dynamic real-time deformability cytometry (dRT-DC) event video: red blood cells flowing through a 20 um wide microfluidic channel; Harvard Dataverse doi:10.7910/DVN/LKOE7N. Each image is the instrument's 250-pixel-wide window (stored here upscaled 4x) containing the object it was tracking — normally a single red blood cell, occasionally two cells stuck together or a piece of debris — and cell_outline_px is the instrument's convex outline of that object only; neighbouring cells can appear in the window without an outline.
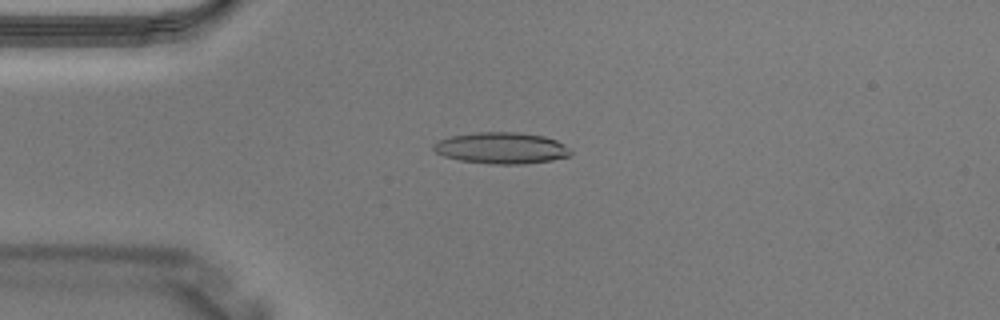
{"species": "Egyptian fruit bat (a non-hibernating species)", "species_latin": "Rousettus aegyptiacus", "temperature_condition": "warm", "stored_images_in_passage": 3, "camera_frame_rate_fps": 3000, "um_per_image_px": 0.085, "animal": {"sex": "male"}, "frame": {"image": 1, "passage_image": 3, "time_ms": 0.667, "image_size_px": [1000, 320], "cell_outline_px": [[572, 152], [568, 156], [552, 160], [524, 164], [492, 164], [460, 160], [444, 156], [436, 152], [432, 148], [432, 144], [440, 140], [452, 136], [476, 132], [520, 132], [544, 136], [556, 140], [564, 144]], "centroid_in_image_um": [42.62, 12.58], "position_along_channel_um": 42.4, "area_um2": 25.03}}